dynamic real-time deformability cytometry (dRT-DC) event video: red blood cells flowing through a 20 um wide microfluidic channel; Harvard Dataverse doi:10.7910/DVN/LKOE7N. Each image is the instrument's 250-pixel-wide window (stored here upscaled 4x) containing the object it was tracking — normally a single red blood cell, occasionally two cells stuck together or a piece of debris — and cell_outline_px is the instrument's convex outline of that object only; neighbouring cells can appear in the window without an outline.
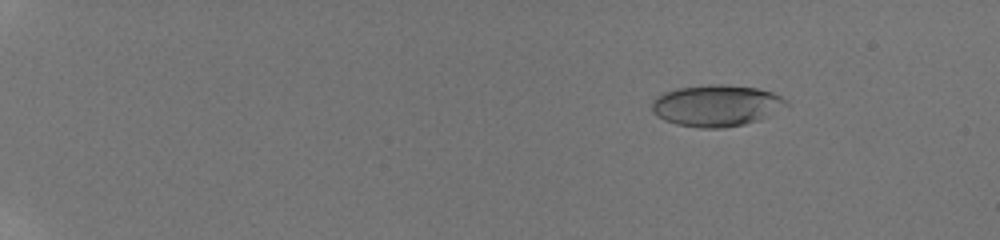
{"species": "human", "species_latin": "Homo sapiens", "temperature_condition": "room temperature", "stored_images_in_passage": 57, "camera_frame_rate_fps": 3000, "um_per_image_px": 0.085, "donor": {"sex": "male"}, "frame": {"image": 1, "passage_image": 10, "time_ms": 3.0, "image_size_px": [1000, 240], "cell_outline_px": [[788, 104], [760, 120], [744, 124], [724, 128], [700, 128], [676, 124], [664, 120], [656, 116], [652, 112], [652, 100], [656, 96], [664, 92], [676, 88], [708, 84], [720, 84], [756, 88], [772, 92], [788, 100]], "centroid_in_image_um": [60.85, 8.97], "position_along_channel_um": 24.2, "area_um2": 32.6}}
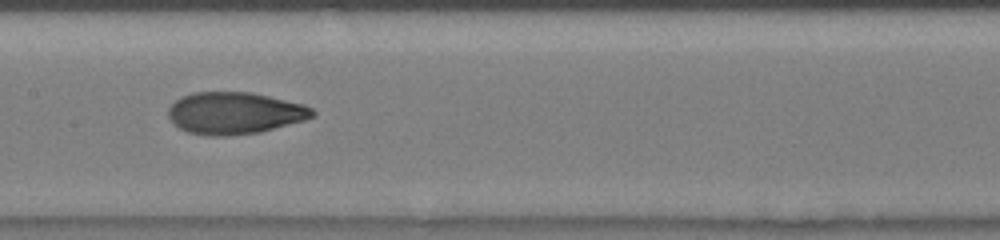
{"frame": {"image": 2, "passage_image": 34, "time_ms": 11.0, "image_size_px": [1000, 240], "cell_outline_px": [[316, 112], [312, 116], [304, 120], [260, 132], [228, 136], [208, 136], [188, 132], [180, 128], [168, 116], [168, 108], [180, 96], [196, 92], [252, 92], [304, 104], [312, 108]], "centroid_in_image_um": [19.94, 9.61], "position_along_channel_um": 187.5, "area_um2": 35.2}}
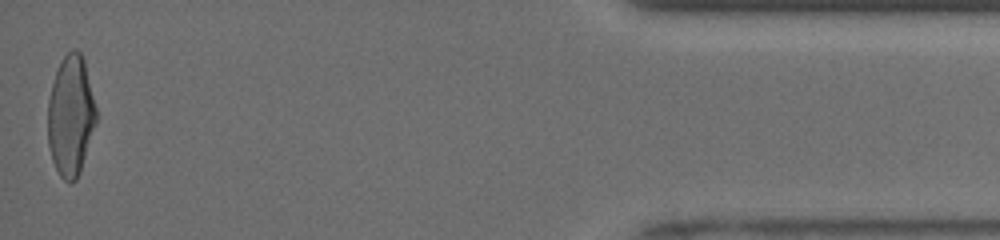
{"frame": {"image": 3, "passage_image": 57, "time_ms": 18.667, "image_size_px": [1000, 240], "cell_outline_px": [[96, 124], [80, 172], [76, 180], [72, 184], [68, 184], [60, 176], [52, 160], [48, 144], [48, 100], [52, 84], [56, 72], [64, 56], [72, 48], [76, 48], [80, 52], [84, 60], [96, 108]], "centroid_in_image_um": [6.01, 9.88], "position_along_channel_um": 429.2, "area_um2": 33.93}, "authors_computed_cell_mechanics": {"area_um2": 33.2928, "velocity_mm_per_s": 3.9741, "shape_relaxation_time_tau1_ms": 5.0172, "shape_relaxation_time_tau2_ms": 1.372, "deformation_change_tau1": 0.1958, "deformation_change_tau2": 0.0757}}